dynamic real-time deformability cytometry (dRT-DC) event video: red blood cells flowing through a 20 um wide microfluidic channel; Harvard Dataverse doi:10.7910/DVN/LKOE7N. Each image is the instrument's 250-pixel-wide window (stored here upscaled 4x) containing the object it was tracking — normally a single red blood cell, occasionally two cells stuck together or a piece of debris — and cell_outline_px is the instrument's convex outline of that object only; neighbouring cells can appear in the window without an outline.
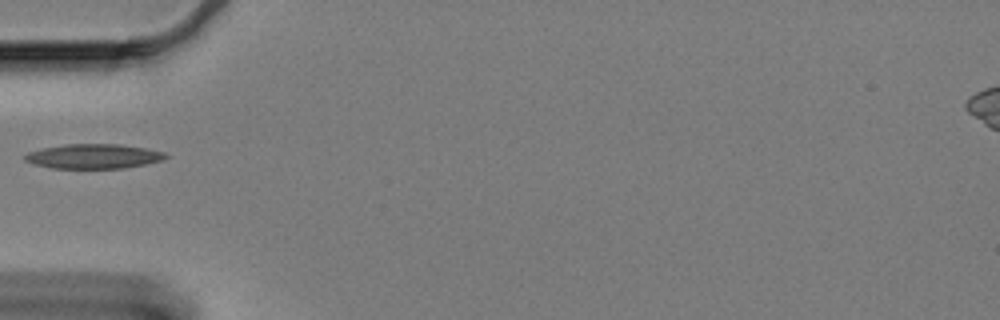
{"species": "Egyptian fruit bat (a non-hibernating species)", "species_latin": "Rousettus aegyptiacus", "temperature_condition": "cold", "stored_images_in_passage": 41, "camera_frame_rate_fps": 3000, "um_per_image_px": 0.085, "animal": {"sex": "female"}, "frame": {"image": 1, "passage_image": 1, "time_ms": 0.0, "image_size_px": [1000, 320], "cell_outline_px": [[168, 156], [164, 160], [124, 168], [52, 168], [36, 164], [24, 160], [24, 156], [28, 152], [40, 148], [64, 144], [120, 144], [144, 148], [164, 152]], "centroid_in_image_um": [7.94, 13.28], "position_along_channel_um": 77.1, "area_um2": 20.11}}
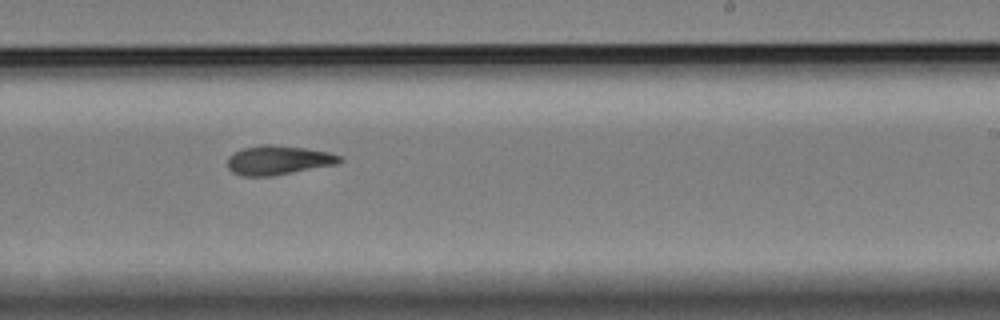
{"frame": {"image": 2, "passage_image": 18, "time_ms": 5.667, "image_size_px": [1000, 320], "cell_outline_px": [[344, 160], [336, 164], [276, 176], [240, 176], [232, 172], [228, 168], [228, 156], [244, 148], [260, 144], [272, 144], [304, 148], [328, 152], [340, 156]], "centroid_in_image_um": [23.64, 13.62], "position_along_channel_um": 265.4, "area_um2": 19.19}}
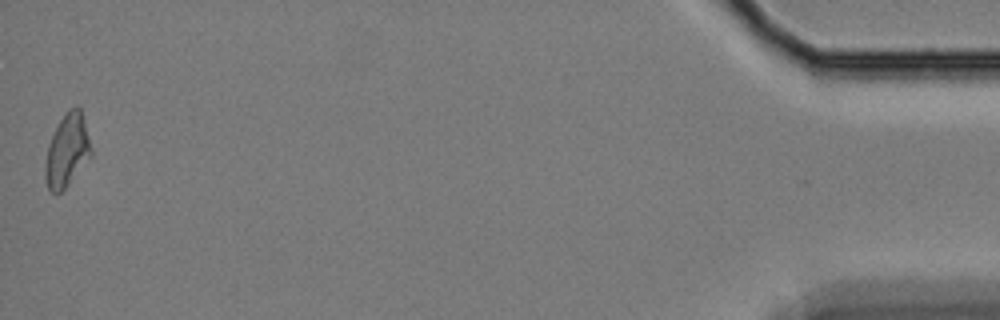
{"frame": {"image": 3, "passage_image": 41, "time_ms": 13.333, "image_size_px": [1000, 320], "cell_outline_px": [[92, 156], [68, 184], [60, 192], [52, 192], [48, 188], [44, 172], [44, 168], [48, 144], [60, 120], [68, 108], [76, 104], [80, 108], [84, 120], [92, 148]], "centroid_in_image_um": [5.72, 12.76], "position_along_channel_um": 429.5, "area_um2": 19.36}}